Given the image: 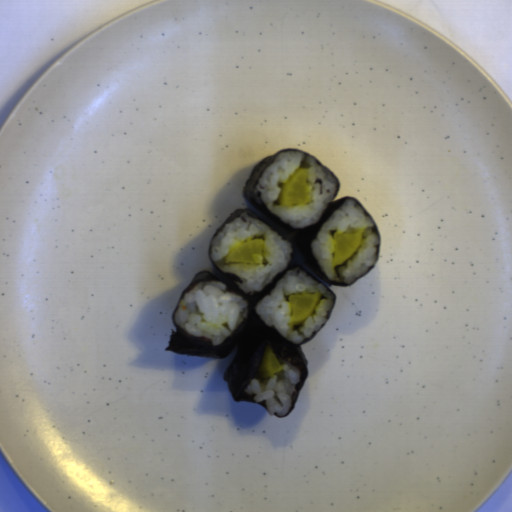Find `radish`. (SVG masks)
Wrapping results in <instances>:
<instances>
[{"mask_svg":"<svg viewBox=\"0 0 512 512\" xmlns=\"http://www.w3.org/2000/svg\"><path fill=\"white\" fill-rule=\"evenodd\" d=\"M309 169L298 168L286 180L279 195V205H306L313 195L306 181Z\"/></svg>","mask_w":512,"mask_h":512,"instance_id":"radish-1","label":"radish"},{"mask_svg":"<svg viewBox=\"0 0 512 512\" xmlns=\"http://www.w3.org/2000/svg\"><path fill=\"white\" fill-rule=\"evenodd\" d=\"M320 298L321 294L317 292L288 295L289 324H302L309 319Z\"/></svg>","mask_w":512,"mask_h":512,"instance_id":"radish-2","label":"radish"},{"mask_svg":"<svg viewBox=\"0 0 512 512\" xmlns=\"http://www.w3.org/2000/svg\"><path fill=\"white\" fill-rule=\"evenodd\" d=\"M264 240L252 238L234 247L227 255V263L263 264Z\"/></svg>","mask_w":512,"mask_h":512,"instance_id":"radish-3","label":"radish"},{"mask_svg":"<svg viewBox=\"0 0 512 512\" xmlns=\"http://www.w3.org/2000/svg\"><path fill=\"white\" fill-rule=\"evenodd\" d=\"M362 232L357 234L334 235L335 252L333 264L338 265L349 259L361 243Z\"/></svg>","mask_w":512,"mask_h":512,"instance_id":"radish-4","label":"radish"},{"mask_svg":"<svg viewBox=\"0 0 512 512\" xmlns=\"http://www.w3.org/2000/svg\"><path fill=\"white\" fill-rule=\"evenodd\" d=\"M282 366L272 351L270 346H267L264 351L262 358L257 366V372L261 378L271 377L274 374L281 371Z\"/></svg>","mask_w":512,"mask_h":512,"instance_id":"radish-5","label":"radish"}]
</instances>
